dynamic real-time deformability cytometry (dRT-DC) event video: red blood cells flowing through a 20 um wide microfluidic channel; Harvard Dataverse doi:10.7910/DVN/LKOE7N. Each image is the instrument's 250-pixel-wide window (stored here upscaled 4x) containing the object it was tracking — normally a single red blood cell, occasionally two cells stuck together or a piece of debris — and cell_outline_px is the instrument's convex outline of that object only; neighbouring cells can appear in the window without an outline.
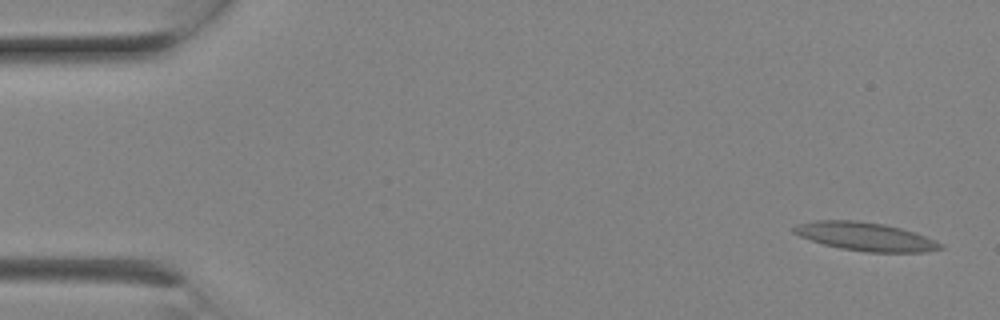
{"species": "Egyptian fruit bat (a non-hibernating species)", "species_latin": "Rousettus aegyptiacus", "temperature_condition": "room temperature", "stored_images_in_passage": 9, "camera_frame_rate_fps": 3000, "um_per_image_px": 0.085, "animal": {"sex": "female"}, "frame": {"image": 1, "passage_image": 1, "time_ms": 0.0, "image_size_px": [1000, 320], "cell_outline_px": [[944, 248], [924, 252], [868, 252], [840, 248], [824, 244], [800, 236], [792, 232], [792, 228], [796, 224], [816, 220], [856, 220], [884, 224], [900, 228], [936, 240], [944, 244]], "centroid_in_image_um": [73.56, 20.1], "position_along_channel_um": 11.4, "area_um2": 24.16}}
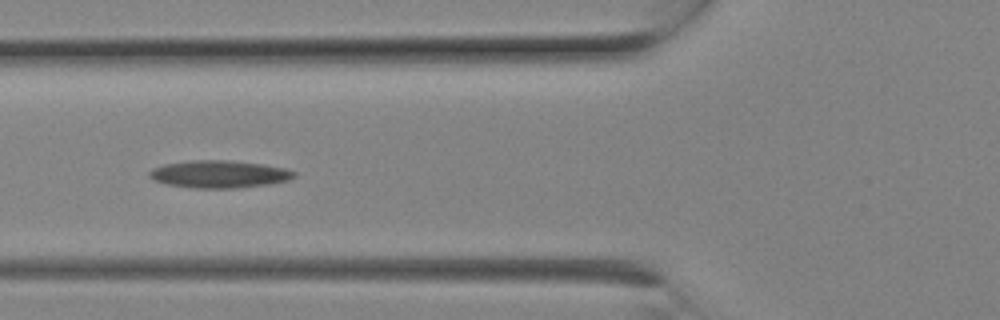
{"frame": {"image": 2, "passage_image": 8, "time_ms": 2.333, "image_size_px": [1000, 320], "cell_outline_px": [[296, 176], [288, 180], [268, 184], [236, 188], [196, 188], [168, 184], [152, 180], [148, 176], [148, 172], [152, 168], [164, 164], [192, 160], [228, 160], [264, 164], [288, 168], [296, 172]], "centroid_in_image_um": [18.64, 14.79], "position_along_channel_um": 107.2, "area_um2": 23.29}}
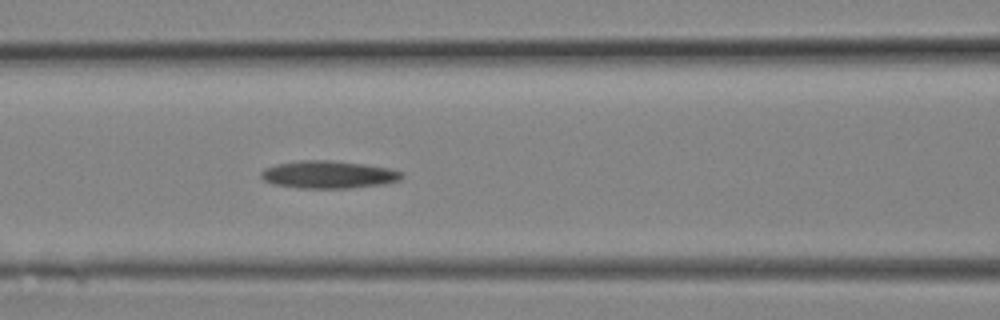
{"frame": {"image": 3, "passage_image": 9, "time_ms": 2.667, "image_size_px": [1000, 320], "cell_outline_px": [[404, 176], [400, 180], [384, 184], [348, 188], [300, 188], [272, 184], [264, 180], [260, 176], [260, 172], [264, 168], [276, 164], [300, 160], [332, 160], [364, 164], [388, 168], [404, 172]], "centroid_in_image_um": [27.91, 14.83], "position_along_channel_um": 138.7, "area_um2": 22.77}}